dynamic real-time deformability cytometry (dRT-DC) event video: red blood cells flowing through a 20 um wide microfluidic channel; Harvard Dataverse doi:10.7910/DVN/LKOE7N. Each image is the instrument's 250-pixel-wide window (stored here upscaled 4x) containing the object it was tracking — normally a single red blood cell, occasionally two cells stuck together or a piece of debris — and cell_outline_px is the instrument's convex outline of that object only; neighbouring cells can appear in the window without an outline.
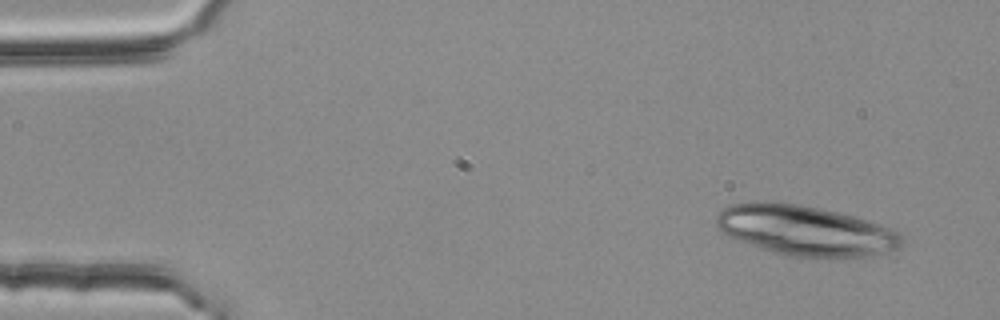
{"species": "common noctule bat (a hibernating species)", "species_latin": "Nyctalus noctula", "temperature_condition": "room temperature", "stored_images_in_passage": 20, "camera_frame_rate_fps": 3000, "um_per_image_px": 0.085, "animal": {"sex": "female", "body_mass_g": 25.1}, "frame": {"image": 1, "passage_image": 4, "time_ms": 1.0, "image_size_px": [1000, 320], "cell_outline_px": [[904, 240], [900, 248], [884, 252], [864, 256], [784, 256], [760, 248], [732, 236], [724, 232], [716, 224], [716, 216], [720, 208], [728, 204], [756, 200], [764, 200], [800, 204], [820, 208], [868, 220], [892, 228], [900, 232], [904, 236]], "centroid_in_image_um": [68.45, 19.55], "position_along_channel_um": 16.6, "area_um2": 54.1}}